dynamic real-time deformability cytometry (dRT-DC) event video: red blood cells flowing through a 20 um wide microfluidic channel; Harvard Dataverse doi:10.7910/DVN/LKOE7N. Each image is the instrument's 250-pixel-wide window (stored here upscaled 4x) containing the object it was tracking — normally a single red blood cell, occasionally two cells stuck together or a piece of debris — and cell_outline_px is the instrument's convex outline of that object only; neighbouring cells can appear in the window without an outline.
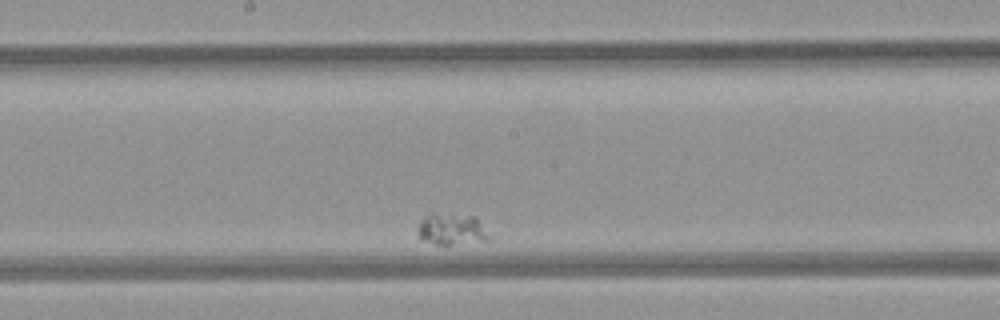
{"species": "common noctule bat (a hibernating species)", "species_latin": "Nyctalus noctula", "temperature_condition": "room temperature", "stored_images_in_passage": 51, "segment_of_instrument_passage": [2, 2], "camera_frame_rate_fps": 3000, "um_per_image_px": 0.085, "animal": {"sex": "female", "body_mass_g": 21.9}, "frame": {"image": 1, "passage_image": 23, "time_ms": 7.333, "image_size_px": [1000, 320], "cell_outline_px": [[492, 236], [488, 240], [448, 248], [444, 248], [420, 240], [420, 220], [432, 212], [476, 216]], "centroid_in_image_um": [38.44, 19.55], "position_along_channel_um": 209.8, "area_um2": 13.99}}
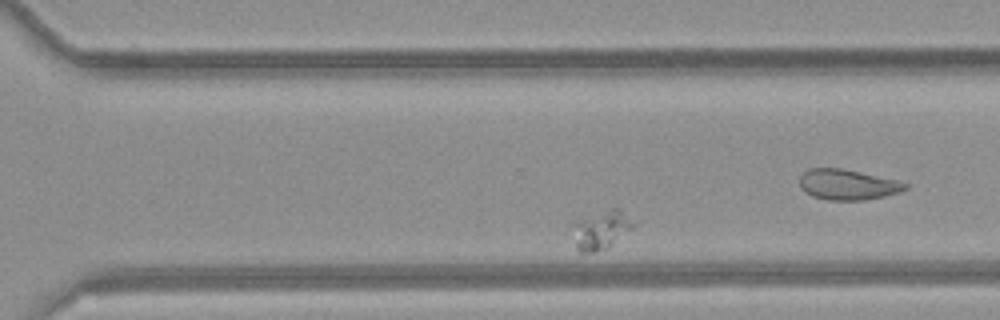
{"frame": {"image": 2, "passage_image": 33, "time_ms": 10.667, "image_size_px": [1000, 320], "cell_outline_px": [[636, 224], [632, 228], [608, 248], [596, 252], [580, 252], [576, 248], [576, 224], [580, 220], [608, 208], [620, 208]], "centroid_in_image_um": [51.18, 19.54], "position_along_channel_um": 319.4, "area_um2": 13.12}}
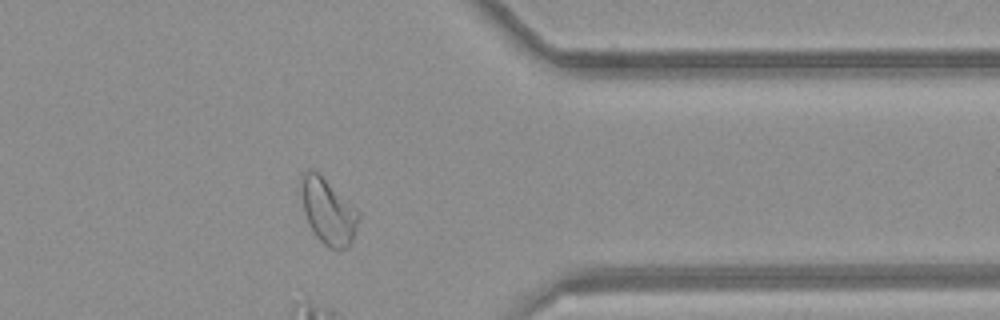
{"frame": {"image": 3, "passage_image": 40, "time_ms": 13.0, "image_size_px": [1000, 320], "cell_outline_px": [[360, 216], [352, 244], [348, 248], [340, 252], [328, 248], [316, 236], [304, 212], [300, 196], [300, 176], [308, 168], [312, 168], [360, 212]], "centroid_in_image_um": [27.89, 18.0], "position_along_channel_um": 383.5, "area_um2": 22.14}}